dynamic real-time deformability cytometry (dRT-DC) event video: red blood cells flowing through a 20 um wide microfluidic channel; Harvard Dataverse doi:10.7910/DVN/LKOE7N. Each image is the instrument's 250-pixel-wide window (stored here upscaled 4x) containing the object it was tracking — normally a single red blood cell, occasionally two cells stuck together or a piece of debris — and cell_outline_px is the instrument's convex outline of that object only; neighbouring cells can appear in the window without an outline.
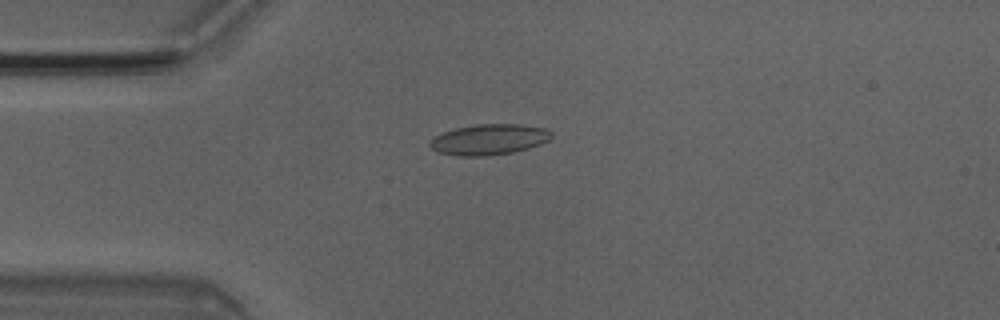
{"species": "Egyptian fruit bat (a non-hibernating species)", "species_latin": "Rousettus aegyptiacus", "temperature_condition": "room temperature", "stored_images_in_passage": 3, "camera_frame_rate_fps": 3000, "um_per_image_px": 0.085, "animal": {"sex": "male"}, "frame": {"image": 1, "passage_image": 3, "time_ms": 0.667, "image_size_px": [1000, 320], "cell_outline_px": [[552, 136], [548, 140], [540, 144], [528, 148], [512, 152], [480, 156], [456, 156], [436, 152], [428, 144], [436, 136], [444, 132], [456, 128], [476, 124], [520, 124], [544, 128], [552, 132]], "centroid_in_image_um": [41.56, 11.85], "position_along_channel_um": 43.4, "area_um2": 21.56}}